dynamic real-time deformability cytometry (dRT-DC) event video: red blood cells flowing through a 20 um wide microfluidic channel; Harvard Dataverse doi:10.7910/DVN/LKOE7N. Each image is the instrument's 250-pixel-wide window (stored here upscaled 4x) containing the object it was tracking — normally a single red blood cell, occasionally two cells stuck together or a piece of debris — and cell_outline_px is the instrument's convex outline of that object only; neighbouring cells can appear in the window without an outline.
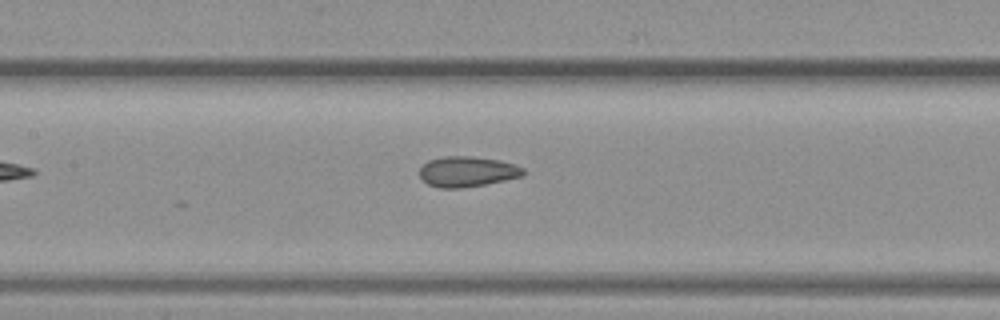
{"species": "common noctule bat (a hibernating species)", "species_latin": "Nyctalus noctula", "temperature_condition": "warm", "stored_images_in_passage": 8, "camera_frame_rate_fps": 3000, "um_per_image_px": 0.085, "animal": {"sex": "female", "body_mass_g": 19.3, "forearm_length_mm": 54.1}, "frame": {"image": 1, "passage_image": 8, "time_ms": 2.333, "image_size_px": [1000, 320], "cell_outline_px": [[524, 176], [484, 184], [460, 188], [440, 188], [428, 184], [420, 176], [420, 168], [428, 160], [444, 156], [472, 156], [500, 160], [516, 164], [524, 168]], "centroid_in_image_um": [39.74, 14.57], "position_along_channel_um": 167.7, "area_um2": 18.38}}